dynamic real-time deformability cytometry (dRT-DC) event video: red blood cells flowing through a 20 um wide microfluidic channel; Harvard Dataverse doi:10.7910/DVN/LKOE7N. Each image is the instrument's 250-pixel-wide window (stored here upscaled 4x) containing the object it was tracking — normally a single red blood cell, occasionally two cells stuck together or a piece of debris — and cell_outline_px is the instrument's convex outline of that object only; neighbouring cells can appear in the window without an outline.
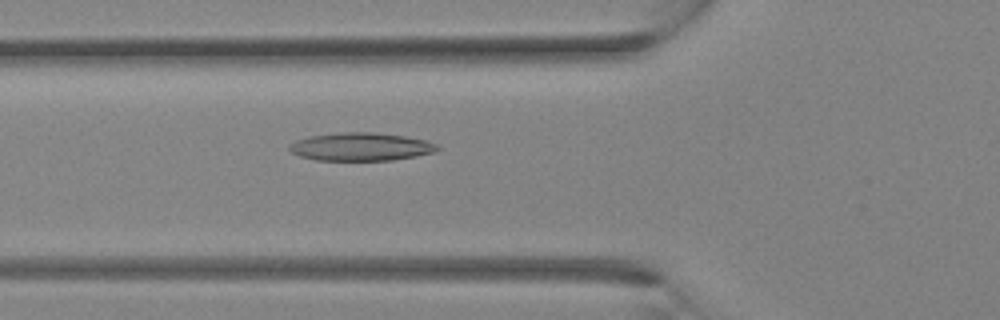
{"species": "Egyptian fruit bat (a non-hibernating species)", "species_latin": "Rousettus aegyptiacus", "temperature_condition": "room temperature", "stored_images_in_passage": 3, "camera_frame_rate_fps": 3000, "um_per_image_px": 0.085, "animal": {"sex": "female"}, "frame": {"image": 1, "passage_image": 3, "time_ms": 0.667, "image_size_px": [1000, 320], "cell_outline_px": [[440, 148], [432, 152], [416, 156], [392, 160], [316, 160], [300, 156], [292, 152], [288, 148], [296, 140], [308, 136], [340, 132], [372, 132], [404, 136], [424, 140], [436, 144]], "centroid_in_image_um": [30.65, 12.47], "position_along_channel_um": 95.2, "area_um2": 23.99}}